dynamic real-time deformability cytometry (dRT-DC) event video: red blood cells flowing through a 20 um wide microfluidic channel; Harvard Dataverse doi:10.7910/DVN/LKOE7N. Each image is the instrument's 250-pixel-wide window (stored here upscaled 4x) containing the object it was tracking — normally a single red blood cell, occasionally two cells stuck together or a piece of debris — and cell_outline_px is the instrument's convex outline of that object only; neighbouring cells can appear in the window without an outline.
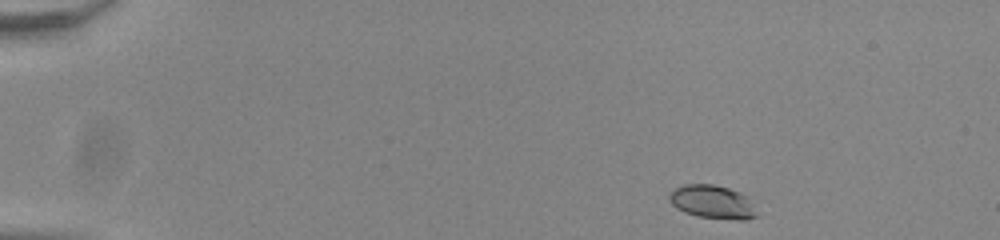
{"species": "common noctule bat (a hibernating species)", "species_latin": "Nyctalus noctula", "temperature_condition": "room temperature", "stored_images_in_passage": 48, "camera_frame_rate_fps": 3000, "um_per_image_px": 0.085, "animal": {"sex": "male", "body_mass_g": 20.0, "forearm_length_mm": 53.3}, "frame": {"image": 1, "passage_image": 1, "time_ms": 0.0, "image_size_px": [1000, 240], "cell_outline_px": [[760, 216], [748, 220], [740, 220], [696, 216], [684, 212], [676, 208], [668, 200], [668, 196], [676, 188], [684, 184], [712, 184], [728, 188], [740, 192], [748, 196]], "centroid_in_image_um": [60.6, 17.18], "position_along_channel_um": 24.4, "area_um2": 17.28}}
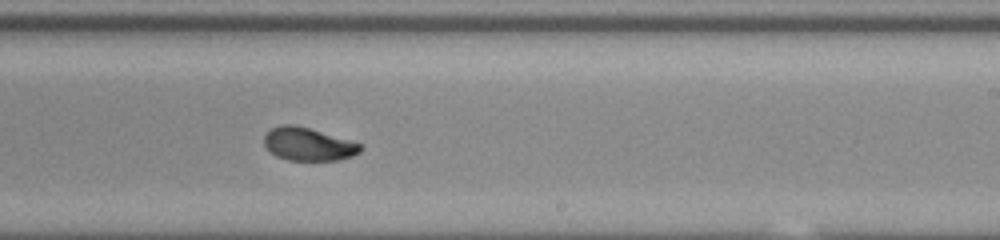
{"frame": {"image": 2, "passage_image": 28, "time_ms": 9.0, "image_size_px": [1000, 240], "cell_outline_px": [[364, 148], [360, 152], [352, 156], [336, 160], [288, 160], [276, 156], [264, 144], [264, 136], [272, 128], [280, 124], [292, 124], [308, 128], [348, 140], [360, 144]], "centroid_in_image_um": [26.19, 12.26], "position_along_channel_um": 262.8, "area_um2": 18.21}}
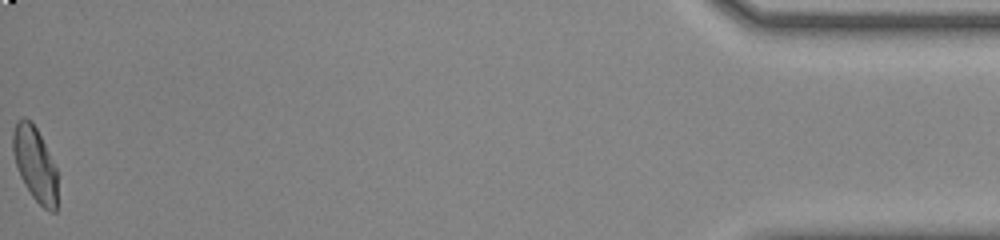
{"frame": {"image": 3, "passage_image": 48, "time_ms": 15.667, "image_size_px": [1000, 240], "cell_outline_px": [[56, 212], [48, 212], [32, 196], [24, 184], [20, 176], [16, 164], [12, 148], [12, 132], [16, 120], [24, 116], [32, 120], [56, 168]], "centroid_in_image_um": [2.94, 13.9], "position_along_channel_um": 432.3, "area_um2": 19.19}, "authors_computed_cell_mechanics": {"area_um2": 18.5249, "velocity_mm_per_s": 3.8362, "shape_relaxation_time_tau1_ms": 4.8325, "shape_relaxation_time_tau2_ms": 1.1783, "deformation_change_tau1": 0.1492, "deformation_change_tau2": 0.0483}}